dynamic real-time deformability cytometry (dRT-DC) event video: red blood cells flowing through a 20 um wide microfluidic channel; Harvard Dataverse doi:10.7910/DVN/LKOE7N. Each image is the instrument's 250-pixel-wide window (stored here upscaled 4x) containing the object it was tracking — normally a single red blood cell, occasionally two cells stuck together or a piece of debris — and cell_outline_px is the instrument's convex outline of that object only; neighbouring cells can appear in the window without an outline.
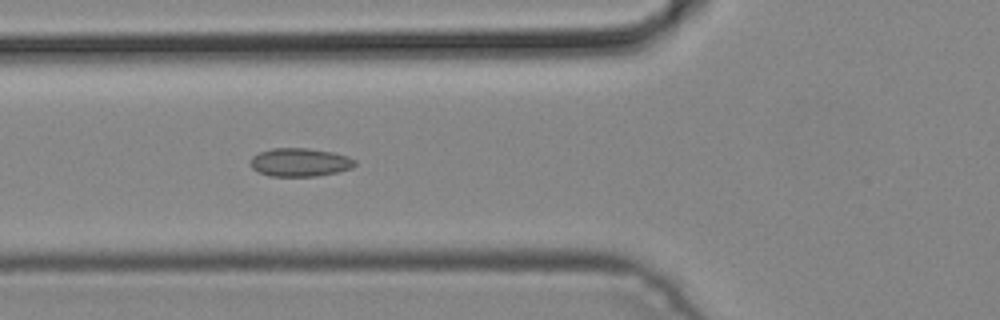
{"species": "common noctule bat (a hibernating species)", "species_latin": "Nyctalus noctula", "temperature_condition": "cold", "stored_images_in_passage": 3, "camera_frame_rate_fps": 3000, "um_per_image_px": 0.085, "animal": {"sex": "male", "body_mass_g": 19.2, "forearm_length_mm": 51.8}, "frame": {"image": 1, "passage_image": 3, "time_ms": 0.667, "image_size_px": [1000, 320], "cell_outline_px": [[356, 164], [352, 168], [340, 172], [316, 176], [268, 176], [252, 168], [252, 156], [260, 152], [272, 148], [308, 148], [332, 152], [348, 156], [356, 160]], "centroid_in_image_um": [25.54, 13.8], "position_along_channel_um": 100.3, "area_um2": 17.28}}